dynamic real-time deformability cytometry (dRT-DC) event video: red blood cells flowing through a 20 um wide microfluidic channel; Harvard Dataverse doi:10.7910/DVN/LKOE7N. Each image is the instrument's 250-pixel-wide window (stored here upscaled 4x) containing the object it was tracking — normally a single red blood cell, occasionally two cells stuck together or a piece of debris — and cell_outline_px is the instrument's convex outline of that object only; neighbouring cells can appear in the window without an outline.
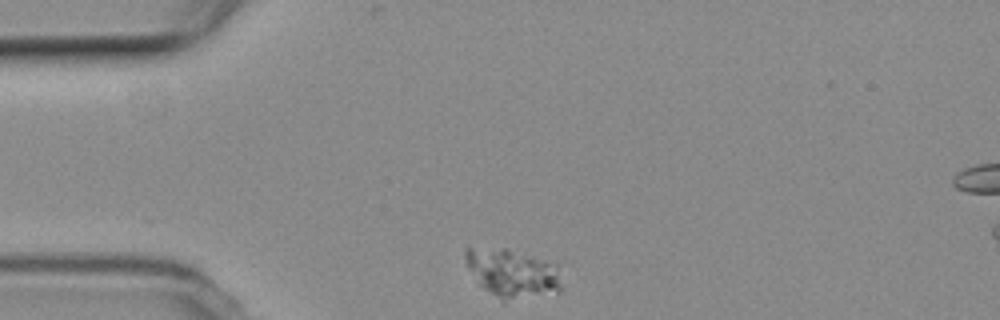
{"species": "common noctule bat (a hibernating species)", "species_latin": "Nyctalus noctula", "temperature_condition": "room temperature", "stored_images_in_passage": 40, "camera_frame_rate_fps": 3000, "um_per_image_px": 0.085, "animal": {"sex": "female", "body_mass_g": 19.3, "forearm_length_mm": 54.1}, "frame": {"image": 1, "passage_image": 1, "time_ms": 0.0, "image_size_px": [1000, 320], "cell_outline_px": [[564, 288], [560, 292], [504, 304], [484, 288], [480, 284], [468, 268], [464, 256], [464, 248], [508, 248], [524, 252], [556, 264]], "centroid_in_image_um": [43.6, 23.26], "position_along_channel_um": 41.4, "area_um2": 28.15}}
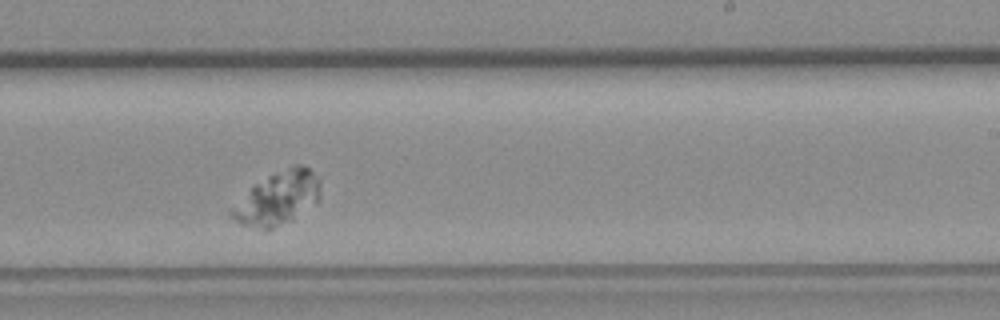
{"frame": {"image": 2, "passage_image": 23, "time_ms": 7.333, "image_size_px": [1000, 320], "cell_outline_px": [[320, 200], [316, 204], [292, 220], [272, 228], [260, 228], [240, 224], [228, 212], [256, 184], [268, 176], [292, 164], [300, 164], [308, 168], [320, 180]], "centroid_in_image_um": [23.68, 16.84], "position_along_channel_um": 265.3, "area_um2": 26.99}}
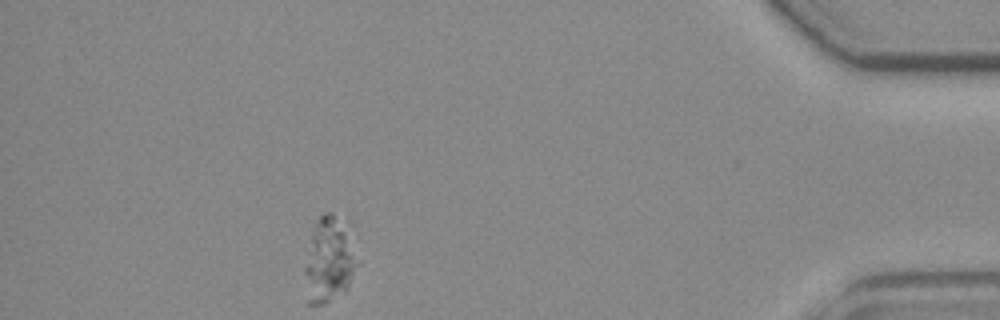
{"frame": {"image": 3, "passage_image": 40, "time_ms": 13.0, "image_size_px": [1000, 320], "cell_outline_px": [[360, 264], [348, 288], [344, 292], [324, 304], [308, 304], [304, 272], [304, 268], [316, 220], [324, 212], [332, 212], [348, 216], [352, 224]], "centroid_in_image_um": [28.1, 21.97], "position_along_channel_um": 407.1, "area_um2": 27.74}}